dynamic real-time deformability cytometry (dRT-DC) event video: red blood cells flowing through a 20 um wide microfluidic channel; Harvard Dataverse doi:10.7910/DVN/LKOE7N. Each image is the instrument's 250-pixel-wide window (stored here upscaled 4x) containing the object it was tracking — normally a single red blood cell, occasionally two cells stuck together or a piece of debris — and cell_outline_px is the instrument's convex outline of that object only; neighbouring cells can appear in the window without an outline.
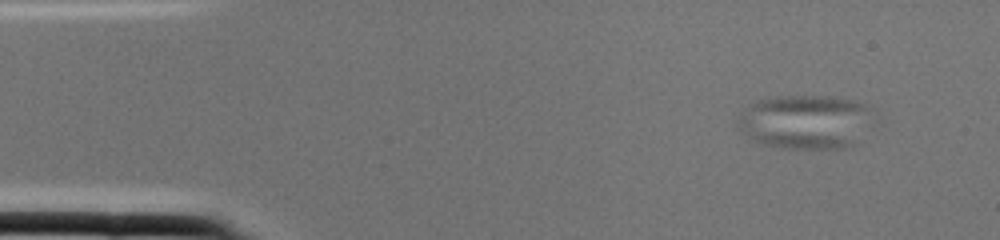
{"species": "common noctule bat (a hibernating species)", "species_latin": "Nyctalus noctula", "temperature_condition": "cold", "stored_images_in_passage": 1, "camera_frame_rate_fps": 3000, "um_per_image_px": 0.085, "animal": {"sex": "female", "body_mass_g": 22.0, "forearm_length_mm": 56.7}, "frame": {"image": 1, "passage_image": 1, "time_ms": 0.0, "image_size_px": [1000, 240], "cell_outline_px": [[872, 108], [856, 144], [844, 148], [776, 148], [760, 144], [740, 132], [736, 128], [736, 120], [756, 100], [776, 96], [828, 96], [852, 100], [864, 104]], "centroid_in_image_um": [68.36, 10.36], "position_along_channel_um": 16.6, "area_um2": 42.43}}